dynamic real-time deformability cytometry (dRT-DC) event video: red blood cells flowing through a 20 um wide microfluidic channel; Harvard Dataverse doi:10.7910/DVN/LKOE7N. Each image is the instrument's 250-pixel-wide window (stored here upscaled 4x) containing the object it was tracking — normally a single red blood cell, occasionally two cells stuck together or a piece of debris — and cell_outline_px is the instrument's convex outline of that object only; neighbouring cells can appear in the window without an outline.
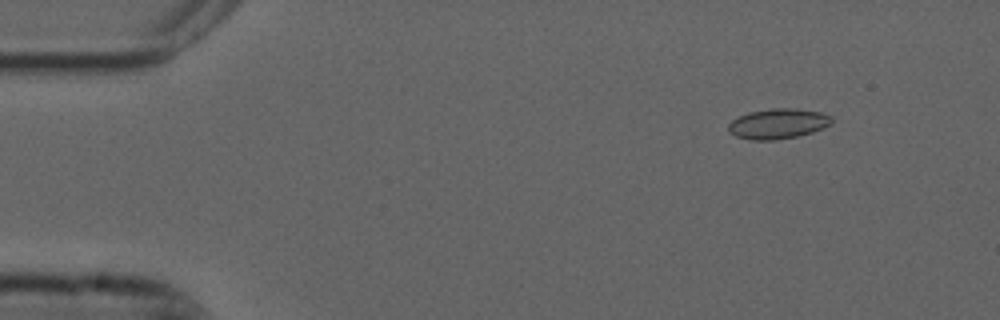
{"species": "common noctule bat (a hibernating species)", "species_latin": "Nyctalus noctula", "temperature_condition": "cold", "stored_images_in_passage": 9, "camera_frame_rate_fps": 3000, "um_per_image_px": 0.085, "animal": {"sex": "male", "forearm_length_mm": 52.5}, "frame": {"image": 1, "passage_image": 2, "time_ms": 0.333, "image_size_px": [1000, 320], "cell_outline_px": [[832, 124], [812, 132], [796, 136], [772, 140], [748, 140], [736, 136], [728, 132], [728, 124], [732, 120], [748, 112], [772, 108], [796, 108], [820, 112], [832, 116]], "centroid_in_image_um": [66.12, 10.51], "position_along_channel_um": 18.9, "area_um2": 18.21}}
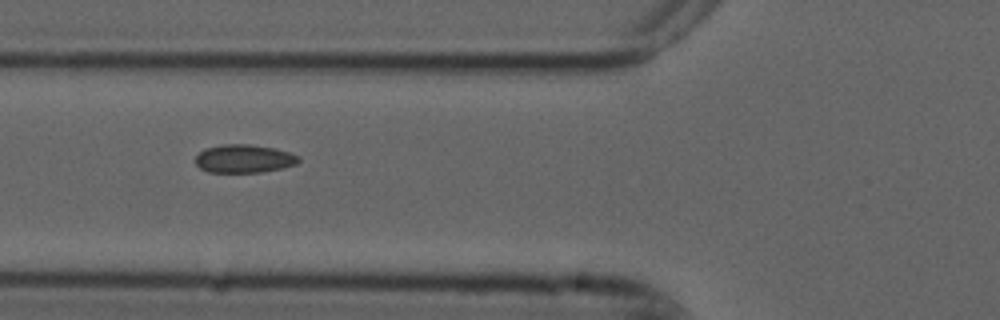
{"frame": {"image": 2, "passage_image": 6, "time_ms": 1.667, "image_size_px": [1000, 320], "cell_outline_px": [[300, 160], [296, 164], [280, 168], [260, 172], [208, 172], [200, 168], [196, 164], [196, 156], [204, 148], [224, 144], [248, 144], [272, 148], [288, 152], [300, 156]], "centroid_in_image_um": [20.72, 13.48], "position_along_channel_um": 105.1, "area_um2": 16.82}}
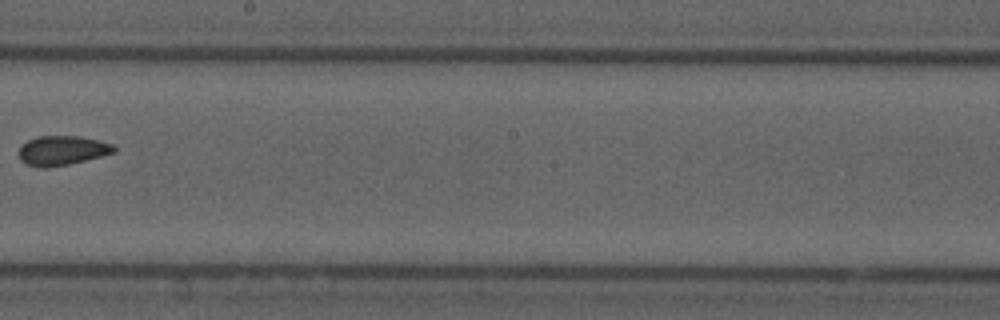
{"frame": {"image": 3, "passage_image": 9, "time_ms": 2.667, "image_size_px": [1000, 320], "cell_outline_px": [[116, 152], [68, 164], [44, 168], [40, 168], [24, 164], [20, 160], [20, 144], [28, 140], [40, 136], [80, 136], [112, 144], [116, 148]], "centroid_in_image_um": [5.24, 12.79], "position_along_channel_um": 243.0, "area_um2": 16.24}}